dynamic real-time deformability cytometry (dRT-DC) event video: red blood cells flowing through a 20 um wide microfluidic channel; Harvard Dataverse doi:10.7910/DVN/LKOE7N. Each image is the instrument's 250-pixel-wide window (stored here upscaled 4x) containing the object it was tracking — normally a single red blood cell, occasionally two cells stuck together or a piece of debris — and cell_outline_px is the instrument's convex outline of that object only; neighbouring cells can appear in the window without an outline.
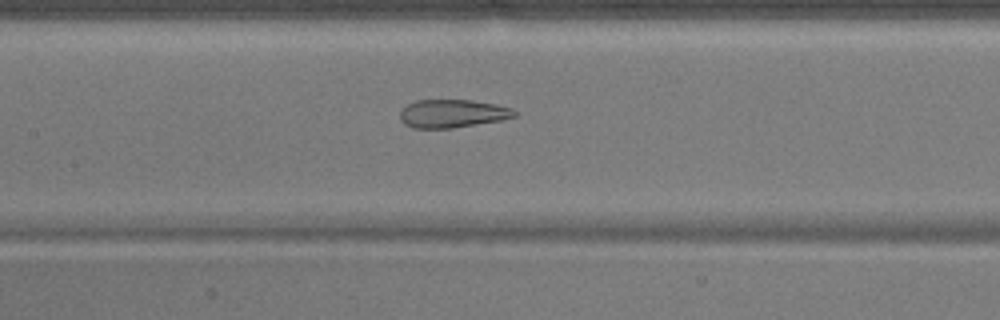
{"species": "common noctule bat (a hibernating species)", "species_latin": "Nyctalus noctula", "temperature_condition": "warm", "stored_images_in_passage": 52, "camera_frame_rate_fps": 3000, "um_per_image_px": 0.085, "animal": {"sex": "male", "body_mass_g": 17.9}, "frame": {"image": 1, "passage_image": 24, "time_ms": 7.667, "image_size_px": [1000, 320], "cell_outline_px": [[516, 116], [500, 120], [452, 128], [412, 128], [404, 124], [400, 120], [400, 112], [408, 104], [416, 100], [472, 100], [496, 104], [512, 108], [516, 112]], "centroid_in_image_um": [38.44, 9.65], "position_along_channel_um": 169.0, "area_um2": 18.73}}
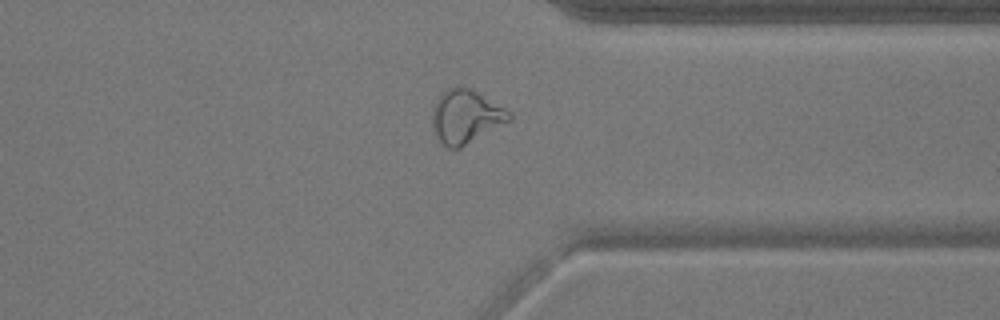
{"frame": {"image": 2, "passage_image": 40, "time_ms": 13.0, "image_size_px": [1000, 320], "cell_outline_px": [[512, 120], [460, 148], [448, 148], [436, 136], [432, 124], [432, 108], [436, 100], [444, 88], [456, 84], [468, 88], [476, 92], [512, 112]], "centroid_in_image_um": [39.58, 9.88], "position_along_channel_um": 371.8, "area_um2": 24.16}}
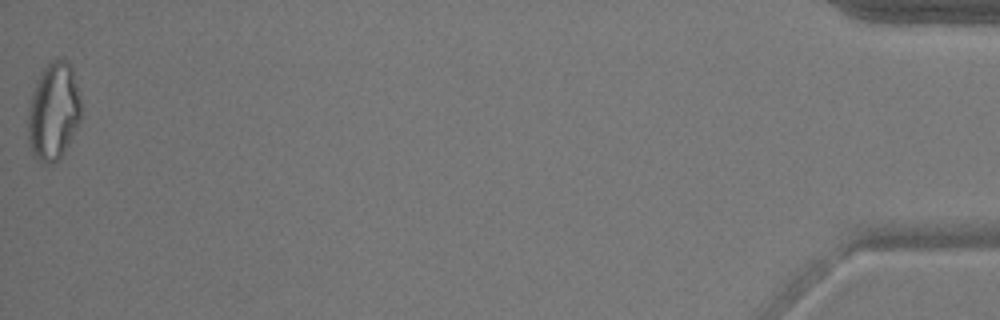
{"frame": {"image": 3, "passage_image": 52, "time_ms": 17.0, "image_size_px": [1000, 320], "cell_outline_px": [[80, 120], [60, 156], [52, 164], [48, 164], [36, 160], [32, 156], [28, 144], [28, 108], [32, 92], [44, 68], [56, 56], [68, 60], [72, 64], [80, 96]], "centroid_in_image_um": [4.53, 9.44], "position_along_channel_um": 430.7, "area_um2": 30.23}, "authors_computed_cell_mechanics": {"area_um2": 24.7673, "velocity_mm_per_s": 3.8503, "shape_relaxation_time_tau1_ms": null, "shape_relaxation_time_tau2_ms": 1.3257, "deformation_change_tau1": null, "deformation_change_tau2": 0.1008}}